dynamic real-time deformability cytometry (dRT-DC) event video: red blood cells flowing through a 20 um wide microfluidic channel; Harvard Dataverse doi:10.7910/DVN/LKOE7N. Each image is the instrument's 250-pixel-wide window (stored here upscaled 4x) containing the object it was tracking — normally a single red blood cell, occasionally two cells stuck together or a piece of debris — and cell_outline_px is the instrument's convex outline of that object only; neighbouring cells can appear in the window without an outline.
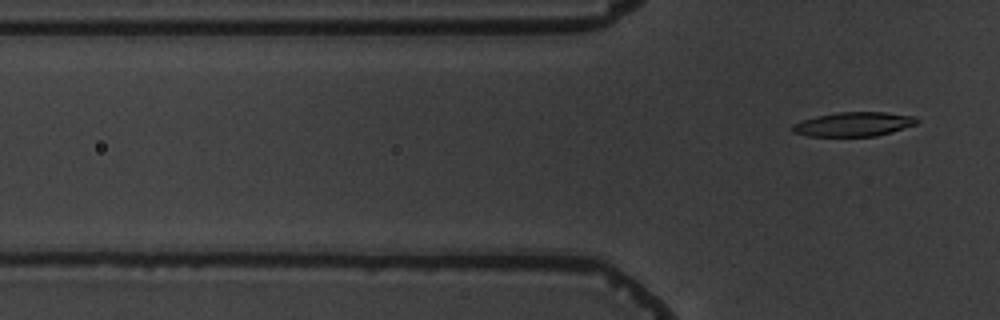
{"species": "common noctule bat (a hibernating species)", "species_latin": "Nyctalus noctula", "temperature_condition": "warm", "stored_images_in_passage": 7, "camera_frame_rate_fps": 3000, "um_per_image_px": 0.085, "animal": {"sex": "male", "body_mass_g": 19.5, "forearm_length_mm": 54.6}, "frame": {"image": 1, "passage_image": 7, "time_ms": 7.667, "image_size_px": [1000, 320], "cell_outline_px": [[920, 120], [916, 124], [904, 128], [876, 136], [808, 136], [792, 132], [792, 124], [816, 116], [836, 112], [884, 112], [916, 116]], "centroid_in_image_um": [72.57, 10.55], "position_along_channel_um": 53.2, "area_um2": 17.57}}